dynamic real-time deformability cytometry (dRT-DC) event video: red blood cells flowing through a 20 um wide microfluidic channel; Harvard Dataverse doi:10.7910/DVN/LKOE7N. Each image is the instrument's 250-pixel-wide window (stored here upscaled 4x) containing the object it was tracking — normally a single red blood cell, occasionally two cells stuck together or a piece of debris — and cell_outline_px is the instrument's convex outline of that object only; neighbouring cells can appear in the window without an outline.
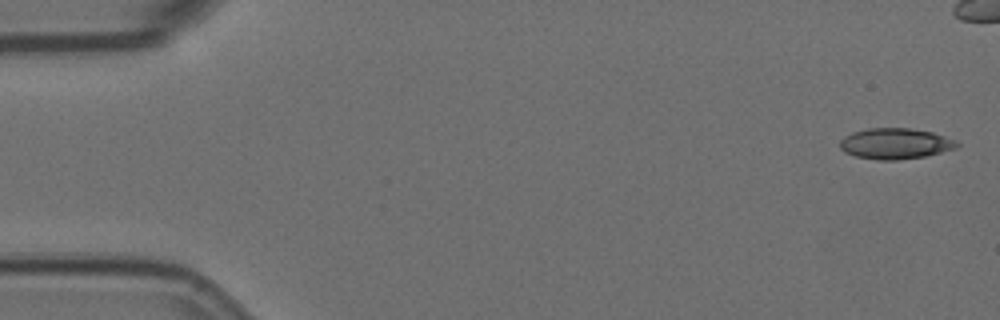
{"species": "Egyptian fruit bat (a non-hibernating species)", "species_latin": "Rousettus aegyptiacus", "temperature_condition": "room temperature", "stored_images_in_passage": 6, "camera_frame_rate_fps": 3000, "um_per_image_px": 0.085, "animal": {"sex": "female"}, "frame": {"image": 1, "passage_image": 1, "time_ms": 0.0, "image_size_px": [1000, 320], "cell_outline_px": [[960, 144], [956, 148], [924, 156], [896, 160], [876, 160], [856, 156], [844, 152], [840, 148], [840, 140], [844, 136], [852, 132], [868, 128], [908, 128], [932, 132], [956, 140]], "centroid_in_image_um": [76.07, 12.2], "position_along_channel_um": 8.9, "area_um2": 20.98}}
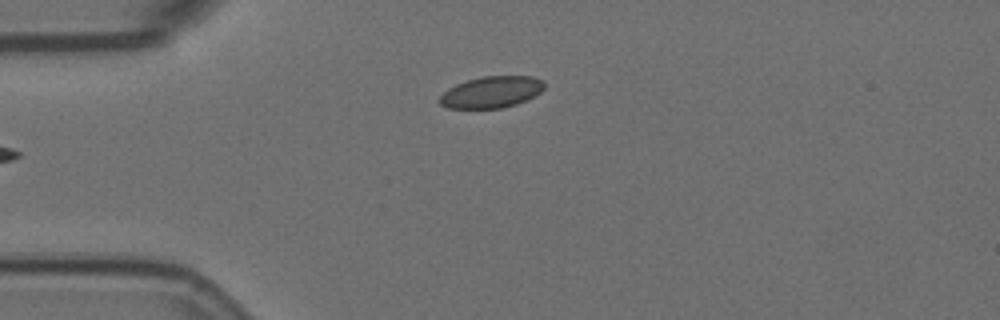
{"frame": {"image": 2, "passage_image": 6, "time_ms": 1.667, "image_size_px": [1000, 320], "cell_outline_px": [[544, 88], [540, 92], [516, 104], [500, 108], [448, 108], [440, 104], [436, 100], [448, 88], [456, 84], [480, 76], [532, 76], [544, 80]], "centroid_in_image_um": [41.74, 7.82], "position_along_channel_um": 43.3, "area_um2": 19.19}}